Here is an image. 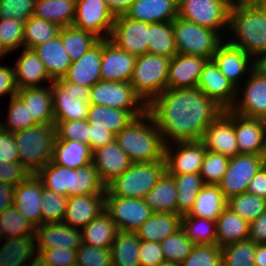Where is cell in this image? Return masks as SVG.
<instances>
[{
  "label": "cell",
  "mask_w": 266,
  "mask_h": 266,
  "mask_svg": "<svg viewBox=\"0 0 266 266\" xmlns=\"http://www.w3.org/2000/svg\"><path fill=\"white\" fill-rule=\"evenodd\" d=\"M165 145L201 140L224 109L197 87L165 89L148 106Z\"/></svg>",
  "instance_id": "obj_1"
},
{
  "label": "cell",
  "mask_w": 266,
  "mask_h": 266,
  "mask_svg": "<svg viewBox=\"0 0 266 266\" xmlns=\"http://www.w3.org/2000/svg\"><path fill=\"white\" fill-rule=\"evenodd\" d=\"M225 40L252 58L266 51V4L231 7Z\"/></svg>",
  "instance_id": "obj_2"
},
{
  "label": "cell",
  "mask_w": 266,
  "mask_h": 266,
  "mask_svg": "<svg viewBox=\"0 0 266 266\" xmlns=\"http://www.w3.org/2000/svg\"><path fill=\"white\" fill-rule=\"evenodd\" d=\"M115 140L133 163L165 161V144L148 112L117 133Z\"/></svg>",
  "instance_id": "obj_3"
},
{
  "label": "cell",
  "mask_w": 266,
  "mask_h": 266,
  "mask_svg": "<svg viewBox=\"0 0 266 266\" xmlns=\"http://www.w3.org/2000/svg\"><path fill=\"white\" fill-rule=\"evenodd\" d=\"M36 175L42 180L45 188L67 197L106 193V186L92 163L72 169L50 161Z\"/></svg>",
  "instance_id": "obj_4"
},
{
  "label": "cell",
  "mask_w": 266,
  "mask_h": 266,
  "mask_svg": "<svg viewBox=\"0 0 266 266\" xmlns=\"http://www.w3.org/2000/svg\"><path fill=\"white\" fill-rule=\"evenodd\" d=\"M19 162L30 174H37L53 157L55 124H37L13 133Z\"/></svg>",
  "instance_id": "obj_5"
},
{
  "label": "cell",
  "mask_w": 266,
  "mask_h": 266,
  "mask_svg": "<svg viewBox=\"0 0 266 266\" xmlns=\"http://www.w3.org/2000/svg\"><path fill=\"white\" fill-rule=\"evenodd\" d=\"M165 171V161L133 163L106 186L105 197L144 199Z\"/></svg>",
  "instance_id": "obj_6"
},
{
  "label": "cell",
  "mask_w": 266,
  "mask_h": 266,
  "mask_svg": "<svg viewBox=\"0 0 266 266\" xmlns=\"http://www.w3.org/2000/svg\"><path fill=\"white\" fill-rule=\"evenodd\" d=\"M170 59L147 53L137 56L130 84L147 106L167 89Z\"/></svg>",
  "instance_id": "obj_7"
},
{
  "label": "cell",
  "mask_w": 266,
  "mask_h": 266,
  "mask_svg": "<svg viewBox=\"0 0 266 266\" xmlns=\"http://www.w3.org/2000/svg\"><path fill=\"white\" fill-rule=\"evenodd\" d=\"M54 124L59 121L87 120L90 106V87L70 83L63 78L50 84Z\"/></svg>",
  "instance_id": "obj_8"
},
{
  "label": "cell",
  "mask_w": 266,
  "mask_h": 266,
  "mask_svg": "<svg viewBox=\"0 0 266 266\" xmlns=\"http://www.w3.org/2000/svg\"><path fill=\"white\" fill-rule=\"evenodd\" d=\"M172 27L179 54L199 55L211 60L225 40L216 30L201 27L179 16L172 21Z\"/></svg>",
  "instance_id": "obj_9"
},
{
  "label": "cell",
  "mask_w": 266,
  "mask_h": 266,
  "mask_svg": "<svg viewBox=\"0 0 266 266\" xmlns=\"http://www.w3.org/2000/svg\"><path fill=\"white\" fill-rule=\"evenodd\" d=\"M229 0H178V16L201 27L216 30L224 39L229 25Z\"/></svg>",
  "instance_id": "obj_10"
},
{
  "label": "cell",
  "mask_w": 266,
  "mask_h": 266,
  "mask_svg": "<svg viewBox=\"0 0 266 266\" xmlns=\"http://www.w3.org/2000/svg\"><path fill=\"white\" fill-rule=\"evenodd\" d=\"M263 166V155L237 154L230 157L227 169L218 184L220 191L229 199L247 192L251 179Z\"/></svg>",
  "instance_id": "obj_11"
},
{
  "label": "cell",
  "mask_w": 266,
  "mask_h": 266,
  "mask_svg": "<svg viewBox=\"0 0 266 266\" xmlns=\"http://www.w3.org/2000/svg\"><path fill=\"white\" fill-rule=\"evenodd\" d=\"M90 104L124 110H147L130 82L98 81L91 87Z\"/></svg>",
  "instance_id": "obj_12"
},
{
  "label": "cell",
  "mask_w": 266,
  "mask_h": 266,
  "mask_svg": "<svg viewBox=\"0 0 266 266\" xmlns=\"http://www.w3.org/2000/svg\"><path fill=\"white\" fill-rule=\"evenodd\" d=\"M230 110L245 117L266 120V77L252 70L236 89V99Z\"/></svg>",
  "instance_id": "obj_13"
},
{
  "label": "cell",
  "mask_w": 266,
  "mask_h": 266,
  "mask_svg": "<svg viewBox=\"0 0 266 266\" xmlns=\"http://www.w3.org/2000/svg\"><path fill=\"white\" fill-rule=\"evenodd\" d=\"M105 211L118 231L136 232L153 213L145 199L105 197Z\"/></svg>",
  "instance_id": "obj_14"
},
{
  "label": "cell",
  "mask_w": 266,
  "mask_h": 266,
  "mask_svg": "<svg viewBox=\"0 0 266 266\" xmlns=\"http://www.w3.org/2000/svg\"><path fill=\"white\" fill-rule=\"evenodd\" d=\"M115 17L104 0H76L73 27L108 39Z\"/></svg>",
  "instance_id": "obj_15"
},
{
  "label": "cell",
  "mask_w": 266,
  "mask_h": 266,
  "mask_svg": "<svg viewBox=\"0 0 266 266\" xmlns=\"http://www.w3.org/2000/svg\"><path fill=\"white\" fill-rule=\"evenodd\" d=\"M205 153L201 140L167 144L164 154L166 171L169 174H200Z\"/></svg>",
  "instance_id": "obj_16"
},
{
  "label": "cell",
  "mask_w": 266,
  "mask_h": 266,
  "mask_svg": "<svg viewBox=\"0 0 266 266\" xmlns=\"http://www.w3.org/2000/svg\"><path fill=\"white\" fill-rule=\"evenodd\" d=\"M108 40L119 49L135 56L146 54L148 23L129 19L125 15L115 17Z\"/></svg>",
  "instance_id": "obj_17"
},
{
  "label": "cell",
  "mask_w": 266,
  "mask_h": 266,
  "mask_svg": "<svg viewBox=\"0 0 266 266\" xmlns=\"http://www.w3.org/2000/svg\"><path fill=\"white\" fill-rule=\"evenodd\" d=\"M212 60L236 89L253 70V58L242 49L232 46L226 40L218 46Z\"/></svg>",
  "instance_id": "obj_18"
},
{
  "label": "cell",
  "mask_w": 266,
  "mask_h": 266,
  "mask_svg": "<svg viewBox=\"0 0 266 266\" xmlns=\"http://www.w3.org/2000/svg\"><path fill=\"white\" fill-rule=\"evenodd\" d=\"M206 150L220 153L228 157L239 154L237 137L234 130V112H224L205 130L201 139Z\"/></svg>",
  "instance_id": "obj_19"
},
{
  "label": "cell",
  "mask_w": 266,
  "mask_h": 266,
  "mask_svg": "<svg viewBox=\"0 0 266 266\" xmlns=\"http://www.w3.org/2000/svg\"><path fill=\"white\" fill-rule=\"evenodd\" d=\"M137 56L125 52L110 40L102 39V81L130 82Z\"/></svg>",
  "instance_id": "obj_20"
},
{
  "label": "cell",
  "mask_w": 266,
  "mask_h": 266,
  "mask_svg": "<svg viewBox=\"0 0 266 266\" xmlns=\"http://www.w3.org/2000/svg\"><path fill=\"white\" fill-rule=\"evenodd\" d=\"M197 88L224 110H229L236 99V88L222 74L212 59L204 65Z\"/></svg>",
  "instance_id": "obj_21"
},
{
  "label": "cell",
  "mask_w": 266,
  "mask_h": 266,
  "mask_svg": "<svg viewBox=\"0 0 266 266\" xmlns=\"http://www.w3.org/2000/svg\"><path fill=\"white\" fill-rule=\"evenodd\" d=\"M43 188L42 180L36 174H30L14 190V206L35 228L42 224Z\"/></svg>",
  "instance_id": "obj_22"
},
{
  "label": "cell",
  "mask_w": 266,
  "mask_h": 266,
  "mask_svg": "<svg viewBox=\"0 0 266 266\" xmlns=\"http://www.w3.org/2000/svg\"><path fill=\"white\" fill-rule=\"evenodd\" d=\"M36 252L43 249L65 248L77 250L82 243L81 229L63 222L45 223L35 228Z\"/></svg>",
  "instance_id": "obj_23"
},
{
  "label": "cell",
  "mask_w": 266,
  "mask_h": 266,
  "mask_svg": "<svg viewBox=\"0 0 266 266\" xmlns=\"http://www.w3.org/2000/svg\"><path fill=\"white\" fill-rule=\"evenodd\" d=\"M234 130L239 154L264 155L266 152V120L245 117L234 112Z\"/></svg>",
  "instance_id": "obj_24"
},
{
  "label": "cell",
  "mask_w": 266,
  "mask_h": 266,
  "mask_svg": "<svg viewBox=\"0 0 266 266\" xmlns=\"http://www.w3.org/2000/svg\"><path fill=\"white\" fill-rule=\"evenodd\" d=\"M208 60L199 55L177 53L169 62L167 88L185 89L197 87L200 74Z\"/></svg>",
  "instance_id": "obj_25"
},
{
  "label": "cell",
  "mask_w": 266,
  "mask_h": 266,
  "mask_svg": "<svg viewBox=\"0 0 266 266\" xmlns=\"http://www.w3.org/2000/svg\"><path fill=\"white\" fill-rule=\"evenodd\" d=\"M105 195L93 193L68 197L63 223L82 229L105 211Z\"/></svg>",
  "instance_id": "obj_26"
},
{
  "label": "cell",
  "mask_w": 266,
  "mask_h": 266,
  "mask_svg": "<svg viewBox=\"0 0 266 266\" xmlns=\"http://www.w3.org/2000/svg\"><path fill=\"white\" fill-rule=\"evenodd\" d=\"M92 164L96 167L101 181L107 186L133 162L114 140L93 151Z\"/></svg>",
  "instance_id": "obj_27"
},
{
  "label": "cell",
  "mask_w": 266,
  "mask_h": 266,
  "mask_svg": "<svg viewBox=\"0 0 266 266\" xmlns=\"http://www.w3.org/2000/svg\"><path fill=\"white\" fill-rule=\"evenodd\" d=\"M101 58H102V39L93 45L82 57L71 62L69 69L63 79L78 85L92 87L101 81Z\"/></svg>",
  "instance_id": "obj_28"
},
{
  "label": "cell",
  "mask_w": 266,
  "mask_h": 266,
  "mask_svg": "<svg viewBox=\"0 0 266 266\" xmlns=\"http://www.w3.org/2000/svg\"><path fill=\"white\" fill-rule=\"evenodd\" d=\"M21 51L13 64L18 89L50 85L53 80L35 51L25 48H22Z\"/></svg>",
  "instance_id": "obj_29"
},
{
  "label": "cell",
  "mask_w": 266,
  "mask_h": 266,
  "mask_svg": "<svg viewBox=\"0 0 266 266\" xmlns=\"http://www.w3.org/2000/svg\"><path fill=\"white\" fill-rule=\"evenodd\" d=\"M37 124H54V112L50 85L19 89L15 95Z\"/></svg>",
  "instance_id": "obj_30"
},
{
  "label": "cell",
  "mask_w": 266,
  "mask_h": 266,
  "mask_svg": "<svg viewBox=\"0 0 266 266\" xmlns=\"http://www.w3.org/2000/svg\"><path fill=\"white\" fill-rule=\"evenodd\" d=\"M125 16L149 24L171 22L178 16V0H135Z\"/></svg>",
  "instance_id": "obj_31"
},
{
  "label": "cell",
  "mask_w": 266,
  "mask_h": 266,
  "mask_svg": "<svg viewBox=\"0 0 266 266\" xmlns=\"http://www.w3.org/2000/svg\"><path fill=\"white\" fill-rule=\"evenodd\" d=\"M146 112L147 110H124L90 104L87 121L95 127L106 128L117 134L135 118L144 115Z\"/></svg>",
  "instance_id": "obj_32"
},
{
  "label": "cell",
  "mask_w": 266,
  "mask_h": 266,
  "mask_svg": "<svg viewBox=\"0 0 266 266\" xmlns=\"http://www.w3.org/2000/svg\"><path fill=\"white\" fill-rule=\"evenodd\" d=\"M33 50L53 81L63 78L71 65V60L63 47L60 33L44 44L36 46Z\"/></svg>",
  "instance_id": "obj_33"
},
{
  "label": "cell",
  "mask_w": 266,
  "mask_h": 266,
  "mask_svg": "<svg viewBox=\"0 0 266 266\" xmlns=\"http://www.w3.org/2000/svg\"><path fill=\"white\" fill-rule=\"evenodd\" d=\"M182 215L156 212L136 231L140 240L161 242L181 228Z\"/></svg>",
  "instance_id": "obj_34"
},
{
  "label": "cell",
  "mask_w": 266,
  "mask_h": 266,
  "mask_svg": "<svg viewBox=\"0 0 266 266\" xmlns=\"http://www.w3.org/2000/svg\"><path fill=\"white\" fill-rule=\"evenodd\" d=\"M0 247V266H26L36 256L35 236L4 239Z\"/></svg>",
  "instance_id": "obj_35"
},
{
  "label": "cell",
  "mask_w": 266,
  "mask_h": 266,
  "mask_svg": "<svg viewBox=\"0 0 266 266\" xmlns=\"http://www.w3.org/2000/svg\"><path fill=\"white\" fill-rule=\"evenodd\" d=\"M88 144L75 140H57L54 143L52 162L67 168L78 169L92 163Z\"/></svg>",
  "instance_id": "obj_36"
},
{
  "label": "cell",
  "mask_w": 266,
  "mask_h": 266,
  "mask_svg": "<svg viewBox=\"0 0 266 266\" xmlns=\"http://www.w3.org/2000/svg\"><path fill=\"white\" fill-rule=\"evenodd\" d=\"M144 199L153 213H177V189L173 176L165 171Z\"/></svg>",
  "instance_id": "obj_37"
},
{
  "label": "cell",
  "mask_w": 266,
  "mask_h": 266,
  "mask_svg": "<svg viewBox=\"0 0 266 266\" xmlns=\"http://www.w3.org/2000/svg\"><path fill=\"white\" fill-rule=\"evenodd\" d=\"M227 202L228 199L220 191L218 185L204 184L188 215L216 221L227 207Z\"/></svg>",
  "instance_id": "obj_38"
},
{
  "label": "cell",
  "mask_w": 266,
  "mask_h": 266,
  "mask_svg": "<svg viewBox=\"0 0 266 266\" xmlns=\"http://www.w3.org/2000/svg\"><path fill=\"white\" fill-rule=\"evenodd\" d=\"M82 243L99 248H111L118 229L110 215L104 211L81 229Z\"/></svg>",
  "instance_id": "obj_39"
},
{
  "label": "cell",
  "mask_w": 266,
  "mask_h": 266,
  "mask_svg": "<svg viewBox=\"0 0 266 266\" xmlns=\"http://www.w3.org/2000/svg\"><path fill=\"white\" fill-rule=\"evenodd\" d=\"M216 244L225 245L248 239L249 223L226 207L216 219Z\"/></svg>",
  "instance_id": "obj_40"
},
{
  "label": "cell",
  "mask_w": 266,
  "mask_h": 266,
  "mask_svg": "<svg viewBox=\"0 0 266 266\" xmlns=\"http://www.w3.org/2000/svg\"><path fill=\"white\" fill-rule=\"evenodd\" d=\"M76 0H36L33 16L47 20L60 28L72 26Z\"/></svg>",
  "instance_id": "obj_41"
},
{
  "label": "cell",
  "mask_w": 266,
  "mask_h": 266,
  "mask_svg": "<svg viewBox=\"0 0 266 266\" xmlns=\"http://www.w3.org/2000/svg\"><path fill=\"white\" fill-rule=\"evenodd\" d=\"M139 245L136 232L118 231L111 246L112 266H140Z\"/></svg>",
  "instance_id": "obj_42"
},
{
  "label": "cell",
  "mask_w": 266,
  "mask_h": 266,
  "mask_svg": "<svg viewBox=\"0 0 266 266\" xmlns=\"http://www.w3.org/2000/svg\"><path fill=\"white\" fill-rule=\"evenodd\" d=\"M177 53L172 21L148 23L147 54L172 58Z\"/></svg>",
  "instance_id": "obj_43"
},
{
  "label": "cell",
  "mask_w": 266,
  "mask_h": 266,
  "mask_svg": "<svg viewBox=\"0 0 266 266\" xmlns=\"http://www.w3.org/2000/svg\"><path fill=\"white\" fill-rule=\"evenodd\" d=\"M177 189V214L185 215L192 209L204 183L200 174H170Z\"/></svg>",
  "instance_id": "obj_44"
},
{
  "label": "cell",
  "mask_w": 266,
  "mask_h": 266,
  "mask_svg": "<svg viewBox=\"0 0 266 266\" xmlns=\"http://www.w3.org/2000/svg\"><path fill=\"white\" fill-rule=\"evenodd\" d=\"M63 47L71 62L82 57L100 38L92 32L81 30L73 26L62 27L59 30Z\"/></svg>",
  "instance_id": "obj_45"
},
{
  "label": "cell",
  "mask_w": 266,
  "mask_h": 266,
  "mask_svg": "<svg viewBox=\"0 0 266 266\" xmlns=\"http://www.w3.org/2000/svg\"><path fill=\"white\" fill-rule=\"evenodd\" d=\"M181 228L194 245L216 244V221L191 216L182 215Z\"/></svg>",
  "instance_id": "obj_46"
},
{
  "label": "cell",
  "mask_w": 266,
  "mask_h": 266,
  "mask_svg": "<svg viewBox=\"0 0 266 266\" xmlns=\"http://www.w3.org/2000/svg\"><path fill=\"white\" fill-rule=\"evenodd\" d=\"M60 27L52 22L31 16L24 24L23 48L34 49L59 34Z\"/></svg>",
  "instance_id": "obj_47"
},
{
  "label": "cell",
  "mask_w": 266,
  "mask_h": 266,
  "mask_svg": "<svg viewBox=\"0 0 266 266\" xmlns=\"http://www.w3.org/2000/svg\"><path fill=\"white\" fill-rule=\"evenodd\" d=\"M0 234L3 239L35 236V227L12 206L0 214Z\"/></svg>",
  "instance_id": "obj_48"
},
{
  "label": "cell",
  "mask_w": 266,
  "mask_h": 266,
  "mask_svg": "<svg viewBox=\"0 0 266 266\" xmlns=\"http://www.w3.org/2000/svg\"><path fill=\"white\" fill-rule=\"evenodd\" d=\"M227 207L250 223L266 210V199L244 192L230 197Z\"/></svg>",
  "instance_id": "obj_49"
},
{
  "label": "cell",
  "mask_w": 266,
  "mask_h": 266,
  "mask_svg": "<svg viewBox=\"0 0 266 266\" xmlns=\"http://www.w3.org/2000/svg\"><path fill=\"white\" fill-rule=\"evenodd\" d=\"M255 249L256 244L249 239L221 247L222 266H256Z\"/></svg>",
  "instance_id": "obj_50"
},
{
  "label": "cell",
  "mask_w": 266,
  "mask_h": 266,
  "mask_svg": "<svg viewBox=\"0 0 266 266\" xmlns=\"http://www.w3.org/2000/svg\"><path fill=\"white\" fill-rule=\"evenodd\" d=\"M164 260L169 262L182 263L194 247L193 242L186 237L185 232L180 228L175 233L160 242Z\"/></svg>",
  "instance_id": "obj_51"
},
{
  "label": "cell",
  "mask_w": 266,
  "mask_h": 266,
  "mask_svg": "<svg viewBox=\"0 0 266 266\" xmlns=\"http://www.w3.org/2000/svg\"><path fill=\"white\" fill-rule=\"evenodd\" d=\"M8 104L7 116L3 121L0 118L2 129L14 133L37 125L32 116H29L27 107L16 96L11 97Z\"/></svg>",
  "instance_id": "obj_52"
},
{
  "label": "cell",
  "mask_w": 266,
  "mask_h": 266,
  "mask_svg": "<svg viewBox=\"0 0 266 266\" xmlns=\"http://www.w3.org/2000/svg\"><path fill=\"white\" fill-rule=\"evenodd\" d=\"M67 199V196L55 193L44 187L41 196L42 224L63 222Z\"/></svg>",
  "instance_id": "obj_53"
},
{
  "label": "cell",
  "mask_w": 266,
  "mask_h": 266,
  "mask_svg": "<svg viewBox=\"0 0 266 266\" xmlns=\"http://www.w3.org/2000/svg\"><path fill=\"white\" fill-rule=\"evenodd\" d=\"M230 157L206 150L200 176L204 184L218 185L227 169Z\"/></svg>",
  "instance_id": "obj_54"
},
{
  "label": "cell",
  "mask_w": 266,
  "mask_h": 266,
  "mask_svg": "<svg viewBox=\"0 0 266 266\" xmlns=\"http://www.w3.org/2000/svg\"><path fill=\"white\" fill-rule=\"evenodd\" d=\"M181 266H222V251L217 244L194 245Z\"/></svg>",
  "instance_id": "obj_55"
},
{
  "label": "cell",
  "mask_w": 266,
  "mask_h": 266,
  "mask_svg": "<svg viewBox=\"0 0 266 266\" xmlns=\"http://www.w3.org/2000/svg\"><path fill=\"white\" fill-rule=\"evenodd\" d=\"M24 23L14 18L0 20V41L10 54L23 48Z\"/></svg>",
  "instance_id": "obj_56"
},
{
  "label": "cell",
  "mask_w": 266,
  "mask_h": 266,
  "mask_svg": "<svg viewBox=\"0 0 266 266\" xmlns=\"http://www.w3.org/2000/svg\"><path fill=\"white\" fill-rule=\"evenodd\" d=\"M35 6L36 0H0V20L14 18L25 24Z\"/></svg>",
  "instance_id": "obj_57"
},
{
  "label": "cell",
  "mask_w": 266,
  "mask_h": 266,
  "mask_svg": "<svg viewBox=\"0 0 266 266\" xmlns=\"http://www.w3.org/2000/svg\"><path fill=\"white\" fill-rule=\"evenodd\" d=\"M77 266H112L111 248L82 244L76 250Z\"/></svg>",
  "instance_id": "obj_58"
},
{
  "label": "cell",
  "mask_w": 266,
  "mask_h": 266,
  "mask_svg": "<svg viewBox=\"0 0 266 266\" xmlns=\"http://www.w3.org/2000/svg\"><path fill=\"white\" fill-rule=\"evenodd\" d=\"M57 140H75L89 145L87 120L59 121L55 124Z\"/></svg>",
  "instance_id": "obj_59"
},
{
  "label": "cell",
  "mask_w": 266,
  "mask_h": 266,
  "mask_svg": "<svg viewBox=\"0 0 266 266\" xmlns=\"http://www.w3.org/2000/svg\"><path fill=\"white\" fill-rule=\"evenodd\" d=\"M38 257L42 259L48 266H70L76 264V250L65 248L43 249L38 253Z\"/></svg>",
  "instance_id": "obj_60"
},
{
  "label": "cell",
  "mask_w": 266,
  "mask_h": 266,
  "mask_svg": "<svg viewBox=\"0 0 266 266\" xmlns=\"http://www.w3.org/2000/svg\"><path fill=\"white\" fill-rule=\"evenodd\" d=\"M30 175L20 162L0 161V182L16 186Z\"/></svg>",
  "instance_id": "obj_61"
},
{
  "label": "cell",
  "mask_w": 266,
  "mask_h": 266,
  "mask_svg": "<svg viewBox=\"0 0 266 266\" xmlns=\"http://www.w3.org/2000/svg\"><path fill=\"white\" fill-rule=\"evenodd\" d=\"M140 266H159L164 262V255L159 242L140 240Z\"/></svg>",
  "instance_id": "obj_62"
},
{
  "label": "cell",
  "mask_w": 266,
  "mask_h": 266,
  "mask_svg": "<svg viewBox=\"0 0 266 266\" xmlns=\"http://www.w3.org/2000/svg\"><path fill=\"white\" fill-rule=\"evenodd\" d=\"M0 161L19 162L18 148L13 133L0 127Z\"/></svg>",
  "instance_id": "obj_63"
},
{
  "label": "cell",
  "mask_w": 266,
  "mask_h": 266,
  "mask_svg": "<svg viewBox=\"0 0 266 266\" xmlns=\"http://www.w3.org/2000/svg\"><path fill=\"white\" fill-rule=\"evenodd\" d=\"M18 90L14 66L0 64V98L6 94L11 98L17 94Z\"/></svg>",
  "instance_id": "obj_64"
},
{
  "label": "cell",
  "mask_w": 266,
  "mask_h": 266,
  "mask_svg": "<svg viewBox=\"0 0 266 266\" xmlns=\"http://www.w3.org/2000/svg\"><path fill=\"white\" fill-rule=\"evenodd\" d=\"M115 138L116 134L112 131L89 124V147L92 152L113 142Z\"/></svg>",
  "instance_id": "obj_65"
},
{
  "label": "cell",
  "mask_w": 266,
  "mask_h": 266,
  "mask_svg": "<svg viewBox=\"0 0 266 266\" xmlns=\"http://www.w3.org/2000/svg\"><path fill=\"white\" fill-rule=\"evenodd\" d=\"M248 239L255 244H266V210L249 223Z\"/></svg>",
  "instance_id": "obj_66"
},
{
  "label": "cell",
  "mask_w": 266,
  "mask_h": 266,
  "mask_svg": "<svg viewBox=\"0 0 266 266\" xmlns=\"http://www.w3.org/2000/svg\"><path fill=\"white\" fill-rule=\"evenodd\" d=\"M247 192L266 199V168L264 165L251 179Z\"/></svg>",
  "instance_id": "obj_67"
},
{
  "label": "cell",
  "mask_w": 266,
  "mask_h": 266,
  "mask_svg": "<svg viewBox=\"0 0 266 266\" xmlns=\"http://www.w3.org/2000/svg\"><path fill=\"white\" fill-rule=\"evenodd\" d=\"M15 186L0 182V214L14 206Z\"/></svg>",
  "instance_id": "obj_68"
},
{
  "label": "cell",
  "mask_w": 266,
  "mask_h": 266,
  "mask_svg": "<svg viewBox=\"0 0 266 266\" xmlns=\"http://www.w3.org/2000/svg\"><path fill=\"white\" fill-rule=\"evenodd\" d=\"M135 0H104L114 17L125 15Z\"/></svg>",
  "instance_id": "obj_69"
},
{
  "label": "cell",
  "mask_w": 266,
  "mask_h": 266,
  "mask_svg": "<svg viewBox=\"0 0 266 266\" xmlns=\"http://www.w3.org/2000/svg\"><path fill=\"white\" fill-rule=\"evenodd\" d=\"M253 70L266 77V51L257 54L253 58Z\"/></svg>",
  "instance_id": "obj_70"
},
{
  "label": "cell",
  "mask_w": 266,
  "mask_h": 266,
  "mask_svg": "<svg viewBox=\"0 0 266 266\" xmlns=\"http://www.w3.org/2000/svg\"><path fill=\"white\" fill-rule=\"evenodd\" d=\"M255 265L266 266V244H256Z\"/></svg>",
  "instance_id": "obj_71"
},
{
  "label": "cell",
  "mask_w": 266,
  "mask_h": 266,
  "mask_svg": "<svg viewBox=\"0 0 266 266\" xmlns=\"http://www.w3.org/2000/svg\"><path fill=\"white\" fill-rule=\"evenodd\" d=\"M231 7L243 5H263V0H229Z\"/></svg>",
  "instance_id": "obj_72"
},
{
  "label": "cell",
  "mask_w": 266,
  "mask_h": 266,
  "mask_svg": "<svg viewBox=\"0 0 266 266\" xmlns=\"http://www.w3.org/2000/svg\"><path fill=\"white\" fill-rule=\"evenodd\" d=\"M26 266H48V265L42 259H40L38 256H36Z\"/></svg>",
  "instance_id": "obj_73"
},
{
  "label": "cell",
  "mask_w": 266,
  "mask_h": 266,
  "mask_svg": "<svg viewBox=\"0 0 266 266\" xmlns=\"http://www.w3.org/2000/svg\"><path fill=\"white\" fill-rule=\"evenodd\" d=\"M8 52L3 48L1 41H0V63H1V59L4 60V58H6V56H8Z\"/></svg>",
  "instance_id": "obj_74"
},
{
  "label": "cell",
  "mask_w": 266,
  "mask_h": 266,
  "mask_svg": "<svg viewBox=\"0 0 266 266\" xmlns=\"http://www.w3.org/2000/svg\"><path fill=\"white\" fill-rule=\"evenodd\" d=\"M159 266H181L180 263L164 261Z\"/></svg>",
  "instance_id": "obj_75"
},
{
  "label": "cell",
  "mask_w": 266,
  "mask_h": 266,
  "mask_svg": "<svg viewBox=\"0 0 266 266\" xmlns=\"http://www.w3.org/2000/svg\"><path fill=\"white\" fill-rule=\"evenodd\" d=\"M263 165L266 168V152L263 155Z\"/></svg>",
  "instance_id": "obj_76"
},
{
  "label": "cell",
  "mask_w": 266,
  "mask_h": 266,
  "mask_svg": "<svg viewBox=\"0 0 266 266\" xmlns=\"http://www.w3.org/2000/svg\"><path fill=\"white\" fill-rule=\"evenodd\" d=\"M2 238H3V237H2V235L0 234V247H1V244H2L1 242H2V240H3Z\"/></svg>",
  "instance_id": "obj_77"
}]
</instances>
